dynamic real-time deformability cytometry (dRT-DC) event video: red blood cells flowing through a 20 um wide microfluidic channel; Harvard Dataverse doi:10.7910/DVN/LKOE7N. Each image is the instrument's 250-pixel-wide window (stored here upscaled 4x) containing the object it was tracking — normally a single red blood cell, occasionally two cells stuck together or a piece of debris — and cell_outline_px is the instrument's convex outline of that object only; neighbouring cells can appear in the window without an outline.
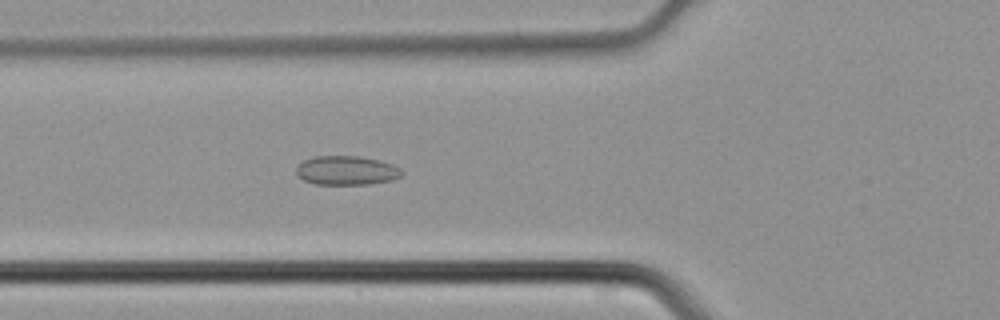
{"species": "common noctule bat (a hibernating species)", "species_latin": "Nyctalus noctula", "temperature_condition": "cold", "stored_images_in_passage": 43, "camera_frame_rate_fps": 3000, "um_per_image_px": 0.085, "animal": {"sex": "male", "body_mass_g": 21.5, "forearm_length_mm": 52.0}, "frame": {"image": 1, "passage_image": 15, "time_ms": 4.667, "image_size_px": [1000, 320], "cell_outline_px": [[404, 172], [400, 176], [392, 180], [368, 184], [316, 184], [304, 180], [296, 176], [296, 168], [304, 160], [316, 156], [360, 156], [380, 160], [392, 164], [400, 168]], "centroid_in_image_um": [29.46, 14.48], "position_along_channel_um": 96.3, "area_um2": 17.92}}
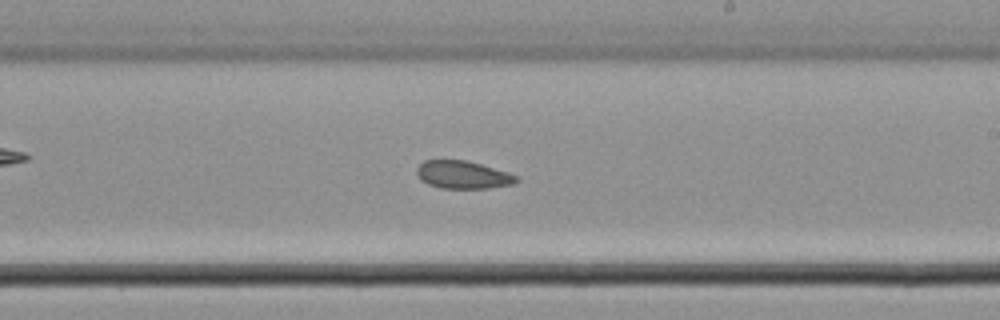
{"frame": {"image": 2, "passage_image": 25, "time_ms": 8.0, "image_size_px": [1000, 320], "cell_outline_px": [[520, 180], [512, 184], [488, 188], [440, 188], [428, 184], [420, 180], [416, 172], [416, 168], [424, 160], [464, 160], [480, 164], [508, 172], [516, 176]], "centroid_in_image_um": [39.31, 14.86], "position_along_channel_um": 249.7, "area_um2": 16.07}}
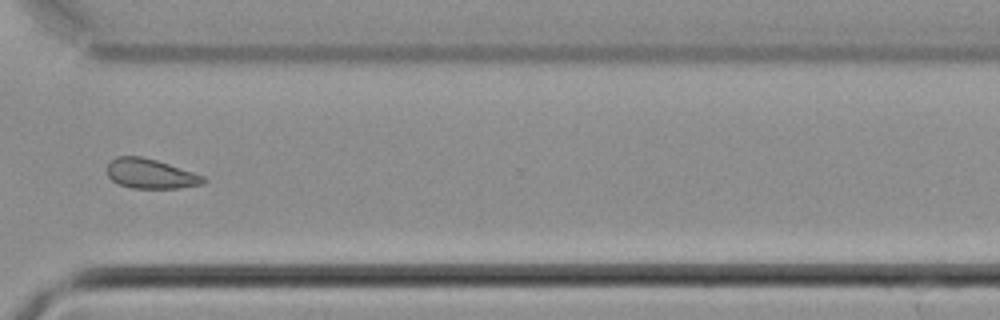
{"frame": {"image": 3, "passage_image": 32, "time_ms": 10.333, "image_size_px": [1000, 320], "cell_outline_px": [[208, 180], [204, 184], [180, 188], [132, 188], [116, 184], [108, 176], [108, 160], [116, 156], [140, 156], [156, 160], [204, 176]], "centroid_in_image_um": [12.78, 14.77], "position_along_channel_um": 357.8, "area_um2": 16.76}}